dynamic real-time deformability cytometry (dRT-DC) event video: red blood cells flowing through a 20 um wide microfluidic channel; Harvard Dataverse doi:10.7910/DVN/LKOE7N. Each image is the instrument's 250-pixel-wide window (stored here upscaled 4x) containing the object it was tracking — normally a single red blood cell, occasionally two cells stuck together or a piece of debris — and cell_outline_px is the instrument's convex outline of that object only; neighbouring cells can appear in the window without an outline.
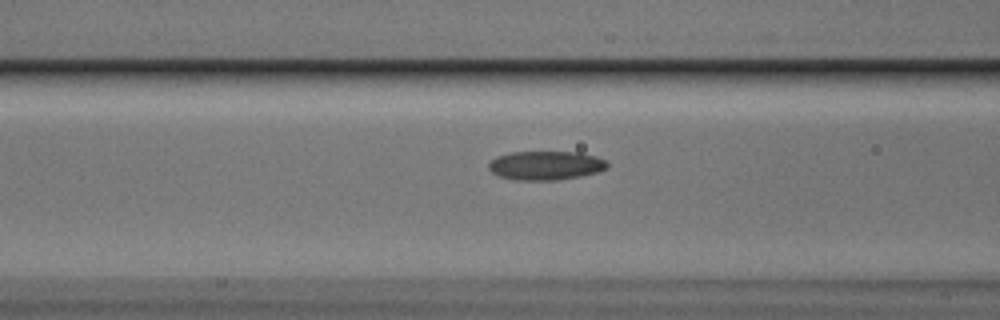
{"species": "Egyptian fruit bat (a non-hibernating species)", "species_latin": "Rousettus aegyptiacus", "temperature_condition": "cold", "stored_images_in_passage": 41, "camera_frame_rate_fps": 3000, "um_per_image_px": 0.085, "animal": {"sex": "male"}, "frame": {"image": 1, "passage_image": 13, "time_ms": 4.0, "image_size_px": [1000, 320], "cell_outline_px": [[608, 168], [596, 172], [580, 176], [556, 180], [516, 180], [500, 176], [492, 172], [488, 168], [488, 164], [496, 156], [512, 152], [580, 152], [596, 156], [608, 160]], "centroid_in_image_um": [46.41, 14.05], "position_along_channel_um": 120.2, "area_um2": 20.06}}
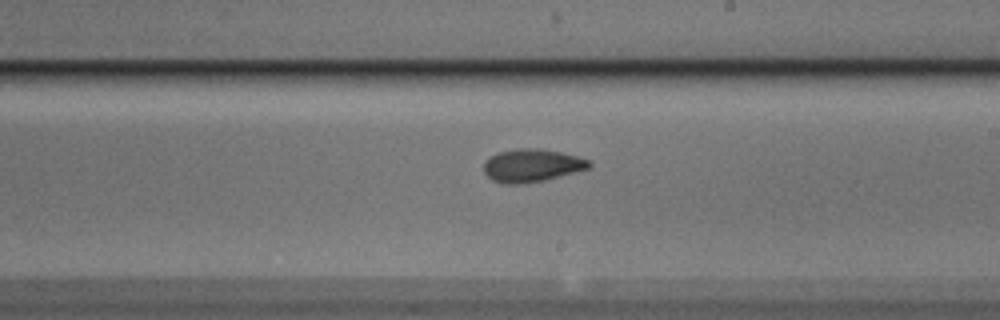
{"frame": {"image": 2, "passage_image": 23, "time_ms": 7.333, "image_size_px": [1000, 320], "cell_outline_px": [[592, 164], [588, 168], [544, 180], [516, 184], [504, 184], [492, 180], [484, 172], [484, 164], [488, 156], [496, 152], [520, 148], [540, 148], [560, 152], [576, 156], [588, 160]], "centroid_in_image_um": [45.15, 14.05], "position_along_channel_um": 243.9, "area_um2": 20.06}}
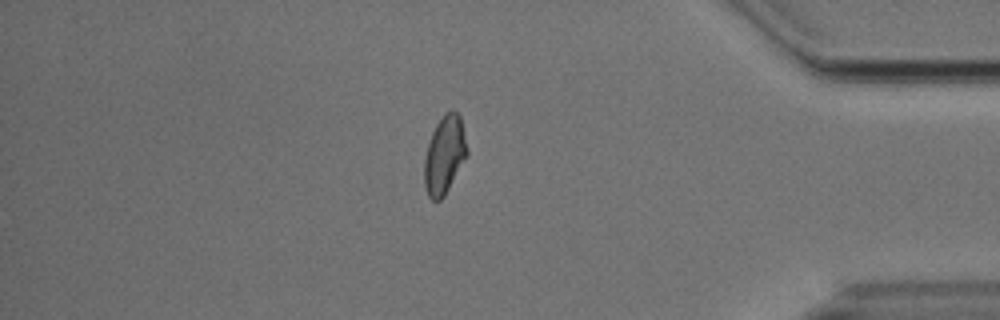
{"frame": {"image": 3, "passage_image": 38, "time_ms": 12.333, "image_size_px": [1000, 320], "cell_outline_px": [[468, 156], [444, 196], [440, 200], [432, 200], [428, 196], [424, 184], [424, 160], [428, 144], [432, 132], [436, 124], [444, 112], [456, 112], [460, 116], [468, 148]], "centroid_in_image_um": [37.79, 13.18], "position_along_channel_um": 397.4, "area_um2": 19.48}}